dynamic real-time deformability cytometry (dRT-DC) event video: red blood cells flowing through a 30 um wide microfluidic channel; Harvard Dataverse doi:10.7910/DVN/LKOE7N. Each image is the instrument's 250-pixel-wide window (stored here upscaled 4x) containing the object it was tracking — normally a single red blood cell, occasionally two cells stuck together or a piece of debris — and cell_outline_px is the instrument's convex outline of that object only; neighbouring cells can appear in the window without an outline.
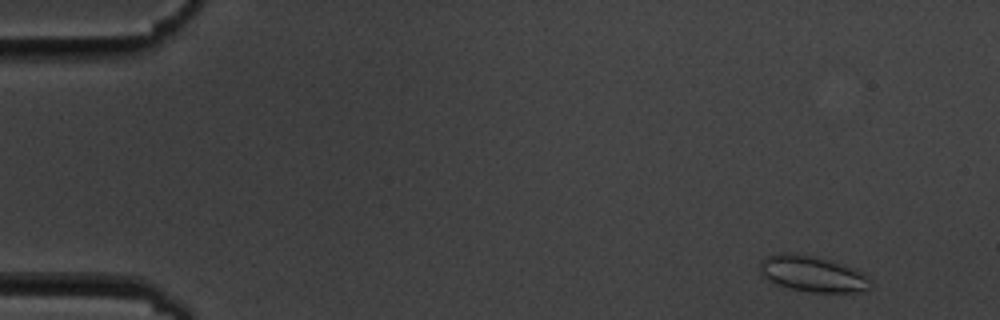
{"species": "common noctule bat (a hibernating species)", "species_latin": "Nyctalus noctula", "temperature_condition": "cold", "stored_images_in_passage": 6, "camera_frame_rate_fps": 3000, "um_per_image_px": 0.085, "animal": {"sex": "male", "body_mass_g": 19.5, "forearm_length_mm": 54.6}, "frame": {"image": 1, "passage_image": 2, "time_ms": 1.0, "image_size_px": [1000, 320], "cell_outline_px": [[872, 288], [868, 292], [812, 292], [788, 288], [776, 284], [768, 280], [760, 272], [760, 260], [768, 256], [780, 252], [784, 252], [816, 256], [852, 268], [868, 276], [872, 280]], "centroid_in_image_um": [69.09, 23.29], "position_along_channel_um": 15.9, "area_um2": 23.29}}
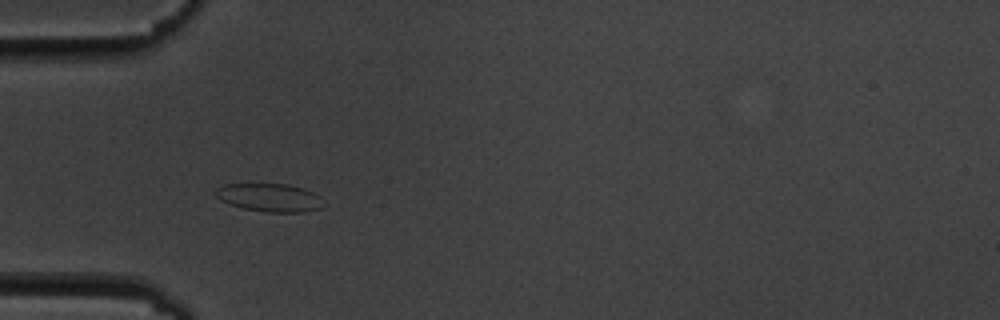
{"frame": {"image": 2, "passage_image": 5, "time_ms": 5.333, "image_size_px": [1000, 320], "cell_outline_px": [[320, 208], [304, 212], [268, 212], [244, 208], [228, 204], [220, 200], [216, 196], [216, 188], [224, 184], [288, 184], [304, 188], [320, 196]], "centroid_in_image_um": [22.88, 16.78], "position_along_channel_um": 62.1, "area_um2": 17.51}}
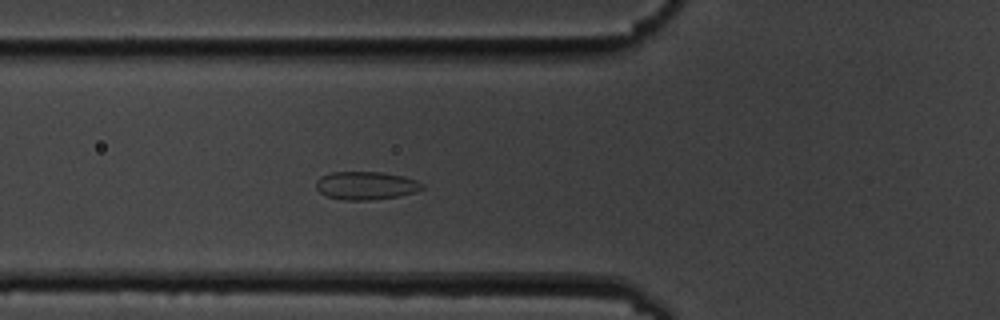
{"frame": {"image": 3, "passage_image": 6, "time_ms": 6.333, "image_size_px": [1000, 320], "cell_outline_px": [[424, 188], [416, 192], [400, 196], [368, 200], [344, 200], [328, 196], [320, 192], [316, 188], [316, 180], [320, 176], [332, 172], [380, 172], [404, 176], [416, 180], [424, 184]], "centroid_in_image_um": [31.12, 15.77], "position_along_channel_um": 94.7, "area_um2": 17.46}}